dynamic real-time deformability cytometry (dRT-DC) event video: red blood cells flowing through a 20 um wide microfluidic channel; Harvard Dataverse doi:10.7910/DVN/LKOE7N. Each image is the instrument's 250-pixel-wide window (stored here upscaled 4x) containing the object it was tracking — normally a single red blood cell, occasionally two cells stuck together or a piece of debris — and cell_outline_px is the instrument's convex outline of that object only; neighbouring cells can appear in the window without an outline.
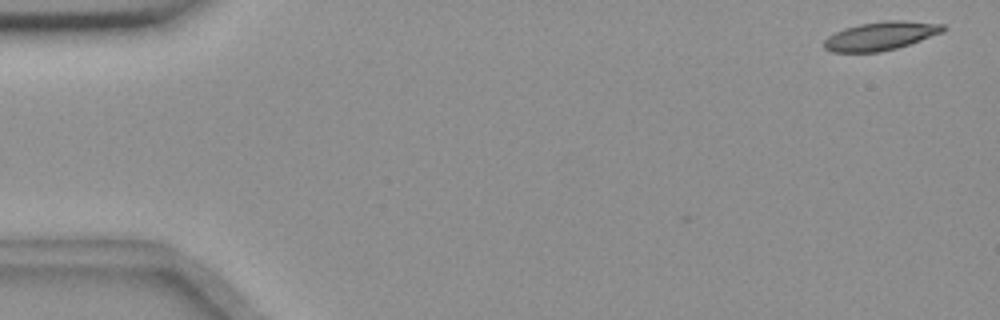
{"species": "common noctule bat (a hibernating species)", "species_latin": "Nyctalus noctula", "temperature_condition": "room temperature", "stored_images_in_passage": 4, "camera_frame_rate_fps": 3000, "um_per_image_px": 0.085, "animal": {"sex": "female", "body_mass_g": 18.4}, "frame": {"image": 1, "passage_image": 1, "time_ms": 0.0, "image_size_px": [1000, 320], "cell_outline_px": [[948, 28], [944, 32], [896, 48], [880, 52], [832, 52], [824, 48], [824, 40], [828, 36], [844, 28], [860, 24], [884, 20], [904, 20], [944, 24]], "centroid_in_image_um": [74.88, 3.04], "position_along_channel_um": 10.1, "area_um2": 19.83}}